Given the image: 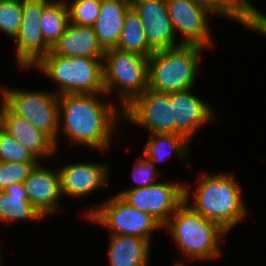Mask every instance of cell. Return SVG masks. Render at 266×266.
I'll list each match as a JSON object with an SVG mask.
<instances>
[{
  "label": "cell",
  "instance_id": "cell-10",
  "mask_svg": "<svg viewBox=\"0 0 266 266\" xmlns=\"http://www.w3.org/2000/svg\"><path fill=\"white\" fill-rule=\"evenodd\" d=\"M122 115L123 125L139 127L149 134H175L171 93H159L148 88L122 109Z\"/></svg>",
  "mask_w": 266,
  "mask_h": 266
},
{
  "label": "cell",
  "instance_id": "cell-7",
  "mask_svg": "<svg viewBox=\"0 0 266 266\" xmlns=\"http://www.w3.org/2000/svg\"><path fill=\"white\" fill-rule=\"evenodd\" d=\"M85 220L105 228L107 234L137 236L153 243L154 233L163 226L151 215L128 205L117 194L81 211Z\"/></svg>",
  "mask_w": 266,
  "mask_h": 266
},
{
  "label": "cell",
  "instance_id": "cell-28",
  "mask_svg": "<svg viewBox=\"0 0 266 266\" xmlns=\"http://www.w3.org/2000/svg\"><path fill=\"white\" fill-rule=\"evenodd\" d=\"M0 160L12 163H40L0 126Z\"/></svg>",
  "mask_w": 266,
  "mask_h": 266
},
{
  "label": "cell",
  "instance_id": "cell-24",
  "mask_svg": "<svg viewBox=\"0 0 266 266\" xmlns=\"http://www.w3.org/2000/svg\"><path fill=\"white\" fill-rule=\"evenodd\" d=\"M44 41L52 48L70 24L66 0H51L40 18Z\"/></svg>",
  "mask_w": 266,
  "mask_h": 266
},
{
  "label": "cell",
  "instance_id": "cell-8",
  "mask_svg": "<svg viewBox=\"0 0 266 266\" xmlns=\"http://www.w3.org/2000/svg\"><path fill=\"white\" fill-rule=\"evenodd\" d=\"M0 100L15 114L25 118L55 144L59 131V95L53 90L13 88L0 84Z\"/></svg>",
  "mask_w": 266,
  "mask_h": 266
},
{
  "label": "cell",
  "instance_id": "cell-20",
  "mask_svg": "<svg viewBox=\"0 0 266 266\" xmlns=\"http://www.w3.org/2000/svg\"><path fill=\"white\" fill-rule=\"evenodd\" d=\"M129 0H102L94 31L104 50L116 48L122 32Z\"/></svg>",
  "mask_w": 266,
  "mask_h": 266
},
{
  "label": "cell",
  "instance_id": "cell-4",
  "mask_svg": "<svg viewBox=\"0 0 266 266\" xmlns=\"http://www.w3.org/2000/svg\"><path fill=\"white\" fill-rule=\"evenodd\" d=\"M205 50L200 45L182 44L154 51L148 57V88L159 93L196 88L198 68Z\"/></svg>",
  "mask_w": 266,
  "mask_h": 266
},
{
  "label": "cell",
  "instance_id": "cell-19",
  "mask_svg": "<svg viewBox=\"0 0 266 266\" xmlns=\"http://www.w3.org/2000/svg\"><path fill=\"white\" fill-rule=\"evenodd\" d=\"M54 54L65 57L103 58L105 50L99 44L93 26L69 24L51 48Z\"/></svg>",
  "mask_w": 266,
  "mask_h": 266
},
{
  "label": "cell",
  "instance_id": "cell-9",
  "mask_svg": "<svg viewBox=\"0 0 266 266\" xmlns=\"http://www.w3.org/2000/svg\"><path fill=\"white\" fill-rule=\"evenodd\" d=\"M171 181L160 180L147 187L121 189L116 194L128 205L148 213L164 226L185 201V182Z\"/></svg>",
  "mask_w": 266,
  "mask_h": 266
},
{
  "label": "cell",
  "instance_id": "cell-31",
  "mask_svg": "<svg viewBox=\"0 0 266 266\" xmlns=\"http://www.w3.org/2000/svg\"><path fill=\"white\" fill-rule=\"evenodd\" d=\"M249 31L266 37V13L260 11L253 3L251 4Z\"/></svg>",
  "mask_w": 266,
  "mask_h": 266
},
{
  "label": "cell",
  "instance_id": "cell-25",
  "mask_svg": "<svg viewBox=\"0 0 266 266\" xmlns=\"http://www.w3.org/2000/svg\"><path fill=\"white\" fill-rule=\"evenodd\" d=\"M212 15L239 23L249 31L251 0H195ZM218 15V16H217Z\"/></svg>",
  "mask_w": 266,
  "mask_h": 266
},
{
  "label": "cell",
  "instance_id": "cell-1",
  "mask_svg": "<svg viewBox=\"0 0 266 266\" xmlns=\"http://www.w3.org/2000/svg\"><path fill=\"white\" fill-rule=\"evenodd\" d=\"M109 98L106 93L59 95L57 151L62 134L69 148L84 146L101 155L111 150L114 134L123 125V115L116 101Z\"/></svg>",
  "mask_w": 266,
  "mask_h": 266
},
{
  "label": "cell",
  "instance_id": "cell-16",
  "mask_svg": "<svg viewBox=\"0 0 266 266\" xmlns=\"http://www.w3.org/2000/svg\"><path fill=\"white\" fill-rule=\"evenodd\" d=\"M131 6L138 13L148 45L154 51L182 45L177 39L165 0H138L131 2Z\"/></svg>",
  "mask_w": 266,
  "mask_h": 266
},
{
  "label": "cell",
  "instance_id": "cell-12",
  "mask_svg": "<svg viewBox=\"0 0 266 266\" xmlns=\"http://www.w3.org/2000/svg\"><path fill=\"white\" fill-rule=\"evenodd\" d=\"M165 2L176 36L178 37L177 34L180 36L178 37L180 43L200 45L207 50H213L215 40L209 19L215 16L195 0H165Z\"/></svg>",
  "mask_w": 266,
  "mask_h": 266
},
{
  "label": "cell",
  "instance_id": "cell-18",
  "mask_svg": "<svg viewBox=\"0 0 266 266\" xmlns=\"http://www.w3.org/2000/svg\"><path fill=\"white\" fill-rule=\"evenodd\" d=\"M108 266H150L152 243L137 236L108 234Z\"/></svg>",
  "mask_w": 266,
  "mask_h": 266
},
{
  "label": "cell",
  "instance_id": "cell-32",
  "mask_svg": "<svg viewBox=\"0 0 266 266\" xmlns=\"http://www.w3.org/2000/svg\"><path fill=\"white\" fill-rule=\"evenodd\" d=\"M2 259H3V257L1 256L0 257V266H3V264H4V263H2V261H3Z\"/></svg>",
  "mask_w": 266,
  "mask_h": 266
},
{
  "label": "cell",
  "instance_id": "cell-22",
  "mask_svg": "<svg viewBox=\"0 0 266 266\" xmlns=\"http://www.w3.org/2000/svg\"><path fill=\"white\" fill-rule=\"evenodd\" d=\"M45 218L29 202L24 183H15L0 191V223L44 221Z\"/></svg>",
  "mask_w": 266,
  "mask_h": 266
},
{
  "label": "cell",
  "instance_id": "cell-30",
  "mask_svg": "<svg viewBox=\"0 0 266 266\" xmlns=\"http://www.w3.org/2000/svg\"><path fill=\"white\" fill-rule=\"evenodd\" d=\"M39 163H0V191L15 183H23Z\"/></svg>",
  "mask_w": 266,
  "mask_h": 266
},
{
  "label": "cell",
  "instance_id": "cell-27",
  "mask_svg": "<svg viewBox=\"0 0 266 266\" xmlns=\"http://www.w3.org/2000/svg\"><path fill=\"white\" fill-rule=\"evenodd\" d=\"M102 0H66L71 24L94 26L100 13Z\"/></svg>",
  "mask_w": 266,
  "mask_h": 266
},
{
  "label": "cell",
  "instance_id": "cell-6",
  "mask_svg": "<svg viewBox=\"0 0 266 266\" xmlns=\"http://www.w3.org/2000/svg\"><path fill=\"white\" fill-rule=\"evenodd\" d=\"M105 93L121 109L148 89V58L137 53L110 48L103 59ZM116 94V95H115ZM118 99V100H117Z\"/></svg>",
  "mask_w": 266,
  "mask_h": 266
},
{
  "label": "cell",
  "instance_id": "cell-3",
  "mask_svg": "<svg viewBox=\"0 0 266 266\" xmlns=\"http://www.w3.org/2000/svg\"><path fill=\"white\" fill-rule=\"evenodd\" d=\"M163 230H167L178 253L184 257L180 261H174L173 266L217 261L223 257V245L229 235L217 222L206 219L185 202L169 218Z\"/></svg>",
  "mask_w": 266,
  "mask_h": 266
},
{
  "label": "cell",
  "instance_id": "cell-26",
  "mask_svg": "<svg viewBox=\"0 0 266 266\" xmlns=\"http://www.w3.org/2000/svg\"><path fill=\"white\" fill-rule=\"evenodd\" d=\"M23 18L22 0H0V33L14 39Z\"/></svg>",
  "mask_w": 266,
  "mask_h": 266
},
{
  "label": "cell",
  "instance_id": "cell-5",
  "mask_svg": "<svg viewBox=\"0 0 266 266\" xmlns=\"http://www.w3.org/2000/svg\"><path fill=\"white\" fill-rule=\"evenodd\" d=\"M32 69L56 85L54 93H105L103 58L65 57L50 51Z\"/></svg>",
  "mask_w": 266,
  "mask_h": 266
},
{
  "label": "cell",
  "instance_id": "cell-23",
  "mask_svg": "<svg viewBox=\"0 0 266 266\" xmlns=\"http://www.w3.org/2000/svg\"><path fill=\"white\" fill-rule=\"evenodd\" d=\"M142 21L131 6L124 20L122 32L117 44L118 49L150 57L154 50L148 45Z\"/></svg>",
  "mask_w": 266,
  "mask_h": 266
},
{
  "label": "cell",
  "instance_id": "cell-17",
  "mask_svg": "<svg viewBox=\"0 0 266 266\" xmlns=\"http://www.w3.org/2000/svg\"><path fill=\"white\" fill-rule=\"evenodd\" d=\"M0 126L40 163L49 161V158L51 160V157L56 160L55 153L58 151L55 143L25 118L13 113L1 100Z\"/></svg>",
  "mask_w": 266,
  "mask_h": 266
},
{
  "label": "cell",
  "instance_id": "cell-33",
  "mask_svg": "<svg viewBox=\"0 0 266 266\" xmlns=\"http://www.w3.org/2000/svg\"><path fill=\"white\" fill-rule=\"evenodd\" d=\"M135 1H138V0H129L130 3H131V2H135Z\"/></svg>",
  "mask_w": 266,
  "mask_h": 266
},
{
  "label": "cell",
  "instance_id": "cell-14",
  "mask_svg": "<svg viewBox=\"0 0 266 266\" xmlns=\"http://www.w3.org/2000/svg\"><path fill=\"white\" fill-rule=\"evenodd\" d=\"M193 90L171 92L175 134H183L192 142L203 127L215 124L216 119L221 120L210 102L200 98Z\"/></svg>",
  "mask_w": 266,
  "mask_h": 266
},
{
  "label": "cell",
  "instance_id": "cell-21",
  "mask_svg": "<svg viewBox=\"0 0 266 266\" xmlns=\"http://www.w3.org/2000/svg\"><path fill=\"white\" fill-rule=\"evenodd\" d=\"M148 137V140L143 146V153L141 154L148 159L155 168L158 167L160 162L164 163L168 161L171 155L178 158V160H180L178 162L188 163L187 161L189 157H191L189 153L193 142L185 135L155 133L148 134Z\"/></svg>",
  "mask_w": 266,
  "mask_h": 266
},
{
  "label": "cell",
  "instance_id": "cell-13",
  "mask_svg": "<svg viewBox=\"0 0 266 266\" xmlns=\"http://www.w3.org/2000/svg\"><path fill=\"white\" fill-rule=\"evenodd\" d=\"M97 161L69 162L56 166L60 174L61 194L68 199H85L111 184V163Z\"/></svg>",
  "mask_w": 266,
  "mask_h": 266
},
{
  "label": "cell",
  "instance_id": "cell-2",
  "mask_svg": "<svg viewBox=\"0 0 266 266\" xmlns=\"http://www.w3.org/2000/svg\"><path fill=\"white\" fill-rule=\"evenodd\" d=\"M235 176L231 171H204L194 181L197 188L192 189V185L185 182L184 190L185 203L206 219L217 222L228 233L244 222L250 212L242 195V184Z\"/></svg>",
  "mask_w": 266,
  "mask_h": 266
},
{
  "label": "cell",
  "instance_id": "cell-11",
  "mask_svg": "<svg viewBox=\"0 0 266 266\" xmlns=\"http://www.w3.org/2000/svg\"><path fill=\"white\" fill-rule=\"evenodd\" d=\"M51 0H22L23 18L15 38L16 69L29 72L44 58L51 47L44 41L40 18L43 8Z\"/></svg>",
  "mask_w": 266,
  "mask_h": 266
},
{
  "label": "cell",
  "instance_id": "cell-15",
  "mask_svg": "<svg viewBox=\"0 0 266 266\" xmlns=\"http://www.w3.org/2000/svg\"><path fill=\"white\" fill-rule=\"evenodd\" d=\"M39 163L23 182L29 202L46 219L59 213L61 205V184L58 168Z\"/></svg>",
  "mask_w": 266,
  "mask_h": 266
},
{
  "label": "cell",
  "instance_id": "cell-29",
  "mask_svg": "<svg viewBox=\"0 0 266 266\" xmlns=\"http://www.w3.org/2000/svg\"><path fill=\"white\" fill-rule=\"evenodd\" d=\"M130 175L136 184L125 189H137L153 185L159 182L162 174L148 159L139 154L133 163Z\"/></svg>",
  "mask_w": 266,
  "mask_h": 266
}]
</instances>
